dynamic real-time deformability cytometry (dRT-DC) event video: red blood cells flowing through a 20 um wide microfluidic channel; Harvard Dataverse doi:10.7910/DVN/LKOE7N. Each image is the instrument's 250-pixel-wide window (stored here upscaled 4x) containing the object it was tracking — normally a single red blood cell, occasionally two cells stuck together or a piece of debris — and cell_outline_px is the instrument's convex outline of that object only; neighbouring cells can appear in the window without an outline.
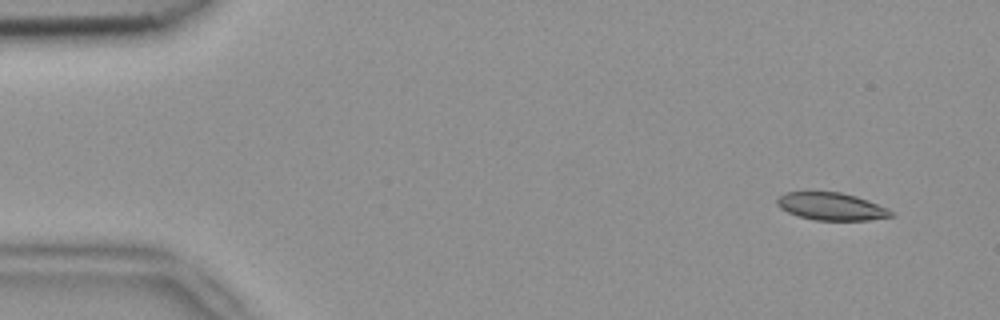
{"species": "common noctule bat (a hibernating species)", "species_latin": "Nyctalus noctula", "temperature_condition": "room temperature", "stored_images_in_passage": 5, "camera_frame_rate_fps": 3000, "um_per_image_px": 0.085, "animal": {"sex": "female", "body_mass_g": 18.4}, "frame": {"image": 1, "passage_image": 1, "time_ms": 0.0, "image_size_px": [1000, 320], "cell_outline_px": [[892, 216], [868, 220], [816, 220], [800, 216], [788, 212], [780, 208], [776, 204], [776, 200], [780, 196], [788, 192], [840, 192], [856, 196], [868, 200], [888, 208], [892, 212]], "centroid_in_image_um": [70.66, 17.54], "position_along_channel_um": 14.3, "area_um2": 18.09}}